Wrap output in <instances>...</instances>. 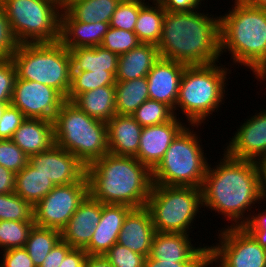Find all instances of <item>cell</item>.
Returning <instances> with one entry per match:
<instances>
[{
	"label": "cell",
	"mask_w": 266,
	"mask_h": 267,
	"mask_svg": "<svg viewBox=\"0 0 266 267\" xmlns=\"http://www.w3.org/2000/svg\"><path fill=\"white\" fill-rule=\"evenodd\" d=\"M66 98L53 87L23 79H16L11 105L26 118L53 121Z\"/></svg>",
	"instance_id": "4fadbf2b"
},
{
	"label": "cell",
	"mask_w": 266,
	"mask_h": 267,
	"mask_svg": "<svg viewBox=\"0 0 266 267\" xmlns=\"http://www.w3.org/2000/svg\"><path fill=\"white\" fill-rule=\"evenodd\" d=\"M213 265L214 263L209 258H207L199 267H217L216 265Z\"/></svg>",
	"instance_id": "6f0895ef"
},
{
	"label": "cell",
	"mask_w": 266,
	"mask_h": 267,
	"mask_svg": "<svg viewBox=\"0 0 266 267\" xmlns=\"http://www.w3.org/2000/svg\"><path fill=\"white\" fill-rule=\"evenodd\" d=\"M107 124L109 153L135 157L143 127L131 115H114Z\"/></svg>",
	"instance_id": "603a6c76"
},
{
	"label": "cell",
	"mask_w": 266,
	"mask_h": 267,
	"mask_svg": "<svg viewBox=\"0 0 266 267\" xmlns=\"http://www.w3.org/2000/svg\"><path fill=\"white\" fill-rule=\"evenodd\" d=\"M55 184L30 163L15 174V193L32 206L44 198Z\"/></svg>",
	"instance_id": "83f0119b"
},
{
	"label": "cell",
	"mask_w": 266,
	"mask_h": 267,
	"mask_svg": "<svg viewBox=\"0 0 266 267\" xmlns=\"http://www.w3.org/2000/svg\"><path fill=\"white\" fill-rule=\"evenodd\" d=\"M219 63V64H218ZM220 62L203 66H186L175 105V116L185 115L188 125H202L210 114L225 102L226 80L231 70ZM229 70V71H228ZM229 78H228V77ZM181 109V112H180ZM176 110H179L178 113Z\"/></svg>",
	"instance_id": "5b68a950"
},
{
	"label": "cell",
	"mask_w": 266,
	"mask_h": 267,
	"mask_svg": "<svg viewBox=\"0 0 266 267\" xmlns=\"http://www.w3.org/2000/svg\"><path fill=\"white\" fill-rule=\"evenodd\" d=\"M220 17V53L231 54L233 65L255 75L266 64V10L235 0Z\"/></svg>",
	"instance_id": "277c9868"
},
{
	"label": "cell",
	"mask_w": 266,
	"mask_h": 267,
	"mask_svg": "<svg viewBox=\"0 0 266 267\" xmlns=\"http://www.w3.org/2000/svg\"><path fill=\"white\" fill-rule=\"evenodd\" d=\"M257 210V213L252 211L253 215L243 227L266 250V208L260 212L258 206Z\"/></svg>",
	"instance_id": "ee69618b"
},
{
	"label": "cell",
	"mask_w": 266,
	"mask_h": 267,
	"mask_svg": "<svg viewBox=\"0 0 266 267\" xmlns=\"http://www.w3.org/2000/svg\"><path fill=\"white\" fill-rule=\"evenodd\" d=\"M216 236L219 243L208 246V258L217 267H266V250L243 226L224 225Z\"/></svg>",
	"instance_id": "8fae6325"
},
{
	"label": "cell",
	"mask_w": 266,
	"mask_h": 267,
	"mask_svg": "<svg viewBox=\"0 0 266 267\" xmlns=\"http://www.w3.org/2000/svg\"><path fill=\"white\" fill-rule=\"evenodd\" d=\"M102 203L88 195L61 230V239L72 248L84 249L101 219Z\"/></svg>",
	"instance_id": "d6986e66"
},
{
	"label": "cell",
	"mask_w": 266,
	"mask_h": 267,
	"mask_svg": "<svg viewBox=\"0 0 266 267\" xmlns=\"http://www.w3.org/2000/svg\"><path fill=\"white\" fill-rule=\"evenodd\" d=\"M223 152L218 165L208 164L201 188L202 208L224 216L230 227H242L249 221L255 203L262 202L258 162Z\"/></svg>",
	"instance_id": "6da1fadb"
},
{
	"label": "cell",
	"mask_w": 266,
	"mask_h": 267,
	"mask_svg": "<svg viewBox=\"0 0 266 267\" xmlns=\"http://www.w3.org/2000/svg\"><path fill=\"white\" fill-rule=\"evenodd\" d=\"M12 30L22 43L60 40L61 8L50 0H3Z\"/></svg>",
	"instance_id": "30bf717a"
},
{
	"label": "cell",
	"mask_w": 266,
	"mask_h": 267,
	"mask_svg": "<svg viewBox=\"0 0 266 267\" xmlns=\"http://www.w3.org/2000/svg\"><path fill=\"white\" fill-rule=\"evenodd\" d=\"M131 116L142 127L163 124L176 117L170 106L151 99L143 102Z\"/></svg>",
	"instance_id": "e575fe53"
},
{
	"label": "cell",
	"mask_w": 266,
	"mask_h": 267,
	"mask_svg": "<svg viewBox=\"0 0 266 267\" xmlns=\"http://www.w3.org/2000/svg\"><path fill=\"white\" fill-rule=\"evenodd\" d=\"M24 114L11 104L5 109L0 119V139H12L14 132L25 120Z\"/></svg>",
	"instance_id": "7bdbcfd3"
},
{
	"label": "cell",
	"mask_w": 266,
	"mask_h": 267,
	"mask_svg": "<svg viewBox=\"0 0 266 267\" xmlns=\"http://www.w3.org/2000/svg\"><path fill=\"white\" fill-rule=\"evenodd\" d=\"M140 43L134 32L109 27L101 46L120 56L137 47Z\"/></svg>",
	"instance_id": "74e56055"
},
{
	"label": "cell",
	"mask_w": 266,
	"mask_h": 267,
	"mask_svg": "<svg viewBox=\"0 0 266 267\" xmlns=\"http://www.w3.org/2000/svg\"><path fill=\"white\" fill-rule=\"evenodd\" d=\"M87 256L88 254L84 249L72 248L59 267H84Z\"/></svg>",
	"instance_id": "c3c4849f"
},
{
	"label": "cell",
	"mask_w": 266,
	"mask_h": 267,
	"mask_svg": "<svg viewBox=\"0 0 266 267\" xmlns=\"http://www.w3.org/2000/svg\"><path fill=\"white\" fill-rule=\"evenodd\" d=\"M186 233L155 232L150 257L158 261L204 262L208 258V246L196 247Z\"/></svg>",
	"instance_id": "e0dca14e"
},
{
	"label": "cell",
	"mask_w": 266,
	"mask_h": 267,
	"mask_svg": "<svg viewBox=\"0 0 266 267\" xmlns=\"http://www.w3.org/2000/svg\"><path fill=\"white\" fill-rule=\"evenodd\" d=\"M34 221L33 206L15 192L0 194V221Z\"/></svg>",
	"instance_id": "d590c367"
},
{
	"label": "cell",
	"mask_w": 266,
	"mask_h": 267,
	"mask_svg": "<svg viewBox=\"0 0 266 267\" xmlns=\"http://www.w3.org/2000/svg\"><path fill=\"white\" fill-rule=\"evenodd\" d=\"M16 77L12 59H0V103H11Z\"/></svg>",
	"instance_id": "b9f144b4"
},
{
	"label": "cell",
	"mask_w": 266,
	"mask_h": 267,
	"mask_svg": "<svg viewBox=\"0 0 266 267\" xmlns=\"http://www.w3.org/2000/svg\"><path fill=\"white\" fill-rule=\"evenodd\" d=\"M203 1L205 2V0H164L161 4L167 12H183L200 9Z\"/></svg>",
	"instance_id": "7dc6e473"
},
{
	"label": "cell",
	"mask_w": 266,
	"mask_h": 267,
	"mask_svg": "<svg viewBox=\"0 0 266 267\" xmlns=\"http://www.w3.org/2000/svg\"><path fill=\"white\" fill-rule=\"evenodd\" d=\"M11 103H0V119L2 114L4 113L5 109L10 105Z\"/></svg>",
	"instance_id": "680465c9"
},
{
	"label": "cell",
	"mask_w": 266,
	"mask_h": 267,
	"mask_svg": "<svg viewBox=\"0 0 266 267\" xmlns=\"http://www.w3.org/2000/svg\"><path fill=\"white\" fill-rule=\"evenodd\" d=\"M61 239V231L34 225L25 244L35 267H40L55 244Z\"/></svg>",
	"instance_id": "1f68e13d"
},
{
	"label": "cell",
	"mask_w": 266,
	"mask_h": 267,
	"mask_svg": "<svg viewBox=\"0 0 266 267\" xmlns=\"http://www.w3.org/2000/svg\"><path fill=\"white\" fill-rule=\"evenodd\" d=\"M159 58L157 45L140 43L137 47L118 57L116 81L146 77Z\"/></svg>",
	"instance_id": "d4e9b609"
},
{
	"label": "cell",
	"mask_w": 266,
	"mask_h": 267,
	"mask_svg": "<svg viewBox=\"0 0 266 267\" xmlns=\"http://www.w3.org/2000/svg\"><path fill=\"white\" fill-rule=\"evenodd\" d=\"M203 262L158 261L150 256L145 258L144 267H199Z\"/></svg>",
	"instance_id": "f907efd6"
},
{
	"label": "cell",
	"mask_w": 266,
	"mask_h": 267,
	"mask_svg": "<svg viewBox=\"0 0 266 267\" xmlns=\"http://www.w3.org/2000/svg\"><path fill=\"white\" fill-rule=\"evenodd\" d=\"M110 25L106 22L84 23L73 20L64 10L60 13V42L68 49L101 45Z\"/></svg>",
	"instance_id": "7402d4cb"
},
{
	"label": "cell",
	"mask_w": 266,
	"mask_h": 267,
	"mask_svg": "<svg viewBox=\"0 0 266 267\" xmlns=\"http://www.w3.org/2000/svg\"><path fill=\"white\" fill-rule=\"evenodd\" d=\"M86 176L89 195L103 204L144 207L153 186L152 171L133 156L108 153L86 166Z\"/></svg>",
	"instance_id": "3957f363"
},
{
	"label": "cell",
	"mask_w": 266,
	"mask_h": 267,
	"mask_svg": "<svg viewBox=\"0 0 266 267\" xmlns=\"http://www.w3.org/2000/svg\"><path fill=\"white\" fill-rule=\"evenodd\" d=\"M155 232L148 208H132L123 221L117 243L147 257L151 252Z\"/></svg>",
	"instance_id": "ffe728a7"
},
{
	"label": "cell",
	"mask_w": 266,
	"mask_h": 267,
	"mask_svg": "<svg viewBox=\"0 0 266 267\" xmlns=\"http://www.w3.org/2000/svg\"><path fill=\"white\" fill-rule=\"evenodd\" d=\"M71 102L88 116L105 123L116 115L115 86H103L78 94Z\"/></svg>",
	"instance_id": "4316f807"
},
{
	"label": "cell",
	"mask_w": 266,
	"mask_h": 267,
	"mask_svg": "<svg viewBox=\"0 0 266 267\" xmlns=\"http://www.w3.org/2000/svg\"><path fill=\"white\" fill-rule=\"evenodd\" d=\"M20 44L7 18L6 10L0 3V59L12 58Z\"/></svg>",
	"instance_id": "60d3db41"
},
{
	"label": "cell",
	"mask_w": 266,
	"mask_h": 267,
	"mask_svg": "<svg viewBox=\"0 0 266 267\" xmlns=\"http://www.w3.org/2000/svg\"><path fill=\"white\" fill-rule=\"evenodd\" d=\"M200 11L165 12L157 44L161 58L186 66L219 62L220 17Z\"/></svg>",
	"instance_id": "7a4b0ae2"
},
{
	"label": "cell",
	"mask_w": 266,
	"mask_h": 267,
	"mask_svg": "<svg viewBox=\"0 0 266 267\" xmlns=\"http://www.w3.org/2000/svg\"><path fill=\"white\" fill-rule=\"evenodd\" d=\"M68 51L72 72H111L116 76L119 56L101 45L79 47Z\"/></svg>",
	"instance_id": "484cf974"
},
{
	"label": "cell",
	"mask_w": 266,
	"mask_h": 267,
	"mask_svg": "<svg viewBox=\"0 0 266 267\" xmlns=\"http://www.w3.org/2000/svg\"><path fill=\"white\" fill-rule=\"evenodd\" d=\"M121 0H68L63 9L73 20L84 23H110Z\"/></svg>",
	"instance_id": "f1b7e54d"
},
{
	"label": "cell",
	"mask_w": 266,
	"mask_h": 267,
	"mask_svg": "<svg viewBox=\"0 0 266 267\" xmlns=\"http://www.w3.org/2000/svg\"><path fill=\"white\" fill-rule=\"evenodd\" d=\"M255 79L260 81V83L262 81H263V83H265V81H266V64L255 74Z\"/></svg>",
	"instance_id": "11a10c76"
},
{
	"label": "cell",
	"mask_w": 266,
	"mask_h": 267,
	"mask_svg": "<svg viewBox=\"0 0 266 267\" xmlns=\"http://www.w3.org/2000/svg\"><path fill=\"white\" fill-rule=\"evenodd\" d=\"M186 65L159 58L147 74L149 98L170 106L175 113L178 91Z\"/></svg>",
	"instance_id": "ac0fdd59"
},
{
	"label": "cell",
	"mask_w": 266,
	"mask_h": 267,
	"mask_svg": "<svg viewBox=\"0 0 266 267\" xmlns=\"http://www.w3.org/2000/svg\"><path fill=\"white\" fill-rule=\"evenodd\" d=\"M54 142L85 166L109 153L107 124L66 100L53 119Z\"/></svg>",
	"instance_id": "8992f818"
},
{
	"label": "cell",
	"mask_w": 266,
	"mask_h": 267,
	"mask_svg": "<svg viewBox=\"0 0 266 267\" xmlns=\"http://www.w3.org/2000/svg\"><path fill=\"white\" fill-rule=\"evenodd\" d=\"M260 171L261 197L262 201H266V157L258 162Z\"/></svg>",
	"instance_id": "f5cc1de1"
},
{
	"label": "cell",
	"mask_w": 266,
	"mask_h": 267,
	"mask_svg": "<svg viewBox=\"0 0 266 267\" xmlns=\"http://www.w3.org/2000/svg\"><path fill=\"white\" fill-rule=\"evenodd\" d=\"M132 208L123 204H103L101 219L90 243L84 248L88 255H104L115 243L123 221Z\"/></svg>",
	"instance_id": "44dd1931"
},
{
	"label": "cell",
	"mask_w": 266,
	"mask_h": 267,
	"mask_svg": "<svg viewBox=\"0 0 266 267\" xmlns=\"http://www.w3.org/2000/svg\"><path fill=\"white\" fill-rule=\"evenodd\" d=\"M249 117L239 125L223 150L233 158L259 162L266 157V110L256 111Z\"/></svg>",
	"instance_id": "5bb4252c"
},
{
	"label": "cell",
	"mask_w": 266,
	"mask_h": 267,
	"mask_svg": "<svg viewBox=\"0 0 266 267\" xmlns=\"http://www.w3.org/2000/svg\"><path fill=\"white\" fill-rule=\"evenodd\" d=\"M1 253L0 257L3 258H1L0 267H35L24 247L8 249Z\"/></svg>",
	"instance_id": "f6af8a7d"
},
{
	"label": "cell",
	"mask_w": 266,
	"mask_h": 267,
	"mask_svg": "<svg viewBox=\"0 0 266 267\" xmlns=\"http://www.w3.org/2000/svg\"><path fill=\"white\" fill-rule=\"evenodd\" d=\"M151 1H152V3H162L164 0H151Z\"/></svg>",
	"instance_id": "91938a15"
},
{
	"label": "cell",
	"mask_w": 266,
	"mask_h": 267,
	"mask_svg": "<svg viewBox=\"0 0 266 267\" xmlns=\"http://www.w3.org/2000/svg\"><path fill=\"white\" fill-rule=\"evenodd\" d=\"M116 79L111 72H72L71 87L66 100L72 101L78 94L103 86H115Z\"/></svg>",
	"instance_id": "d6a6232c"
},
{
	"label": "cell",
	"mask_w": 266,
	"mask_h": 267,
	"mask_svg": "<svg viewBox=\"0 0 266 267\" xmlns=\"http://www.w3.org/2000/svg\"><path fill=\"white\" fill-rule=\"evenodd\" d=\"M11 59L16 79L53 87L67 98L72 77L71 57L60 41L22 43Z\"/></svg>",
	"instance_id": "52a82bcc"
},
{
	"label": "cell",
	"mask_w": 266,
	"mask_h": 267,
	"mask_svg": "<svg viewBox=\"0 0 266 267\" xmlns=\"http://www.w3.org/2000/svg\"><path fill=\"white\" fill-rule=\"evenodd\" d=\"M28 157L49 150L54 144L53 122L25 118L11 139Z\"/></svg>",
	"instance_id": "cb8c5ba5"
},
{
	"label": "cell",
	"mask_w": 266,
	"mask_h": 267,
	"mask_svg": "<svg viewBox=\"0 0 266 267\" xmlns=\"http://www.w3.org/2000/svg\"><path fill=\"white\" fill-rule=\"evenodd\" d=\"M104 257L113 267H144L145 256L115 243Z\"/></svg>",
	"instance_id": "ab89813d"
},
{
	"label": "cell",
	"mask_w": 266,
	"mask_h": 267,
	"mask_svg": "<svg viewBox=\"0 0 266 267\" xmlns=\"http://www.w3.org/2000/svg\"><path fill=\"white\" fill-rule=\"evenodd\" d=\"M198 126L201 127L187 125L172 141L152 170L153 184L202 188L209 159L204 153L200 135L194 131V127Z\"/></svg>",
	"instance_id": "ba28073f"
},
{
	"label": "cell",
	"mask_w": 266,
	"mask_h": 267,
	"mask_svg": "<svg viewBox=\"0 0 266 267\" xmlns=\"http://www.w3.org/2000/svg\"><path fill=\"white\" fill-rule=\"evenodd\" d=\"M149 98L147 77L115 83L116 114L132 115Z\"/></svg>",
	"instance_id": "f546056e"
},
{
	"label": "cell",
	"mask_w": 266,
	"mask_h": 267,
	"mask_svg": "<svg viewBox=\"0 0 266 267\" xmlns=\"http://www.w3.org/2000/svg\"><path fill=\"white\" fill-rule=\"evenodd\" d=\"M29 163L55 186L79 182L86 175V166L75 155L55 144L47 151L31 155Z\"/></svg>",
	"instance_id": "9a60e30c"
},
{
	"label": "cell",
	"mask_w": 266,
	"mask_h": 267,
	"mask_svg": "<svg viewBox=\"0 0 266 267\" xmlns=\"http://www.w3.org/2000/svg\"><path fill=\"white\" fill-rule=\"evenodd\" d=\"M88 195L86 175L79 182L55 186L33 206L35 225L61 231Z\"/></svg>",
	"instance_id": "7c38bea8"
},
{
	"label": "cell",
	"mask_w": 266,
	"mask_h": 267,
	"mask_svg": "<svg viewBox=\"0 0 266 267\" xmlns=\"http://www.w3.org/2000/svg\"><path fill=\"white\" fill-rule=\"evenodd\" d=\"M84 267H113L104 255H88Z\"/></svg>",
	"instance_id": "816d5d0a"
},
{
	"label": "cell",
	"mask_w": 266,
	"mask_h": 267,
	"mask_svg": "<svg viewBox=\"0 0 266 267\" xmlns=\"http://www.w3.org/2000/svg\"><path fill=\"white\" fill-rule=\"evenodd\" d=\"M145 3V0H121L111 17L110 27L134 32L140 8Z\"/></svg>",
	"instance_id": "8d00e7d4"
},
{
	"label": "cell",
	"mask_w": 266,
	"mask_h": 267,
	"mask_svg": "<svg viewBox=\"0 0 266 267\" xmlns=\"http://www.w3.org/2000/svg\"><path fill=\"white\" fill-rule=\"evenodd\" d=\"M71 249L72 247L67 242L60 239L45 257L40 267H59Z\"/></svg>",
	"instance_id": "bcb514c9"
},
{
	"label": "cell",
	"mask_w": 266,
	"mask_h": 267,
	"mask_svg": "<svg viewBox=\"0 0 266 267\" xmlns=\"http://www.w3.org/2000/svg\"><path fill=\"white\" fill-rule=\"evenodd\" d=\"M28 163L29 157L11 139H0V165L16 174Z\"/></svg>",
	"instance_id": "f35d334b"
},
{
	"label": "cell",
	"mask_w": 266,
	"mask_h": 267,
	"mask_svg": "<svg viewBox=\"0 0 266 267\" xmlns=\"http://www.w3.org/2000/svg\"><path fill=\"white\" fill-rule=\"evenodd\" d=\"M59 6L62 10L66 7L68 0H50Z\"/></svg>",
	"instance_id": "9f6ffc18"
},
{
	"label": "cell",
	"mask_w": 266,
	"mask_h": 267,
	"mask_svg": "<svg viewBox=\"0 0 266 267\" xmlns=\"http://www.w3.org/2000/svg\"><path fill=\"white\" fill-rule=\"evenodd\" d=\"M181 119L176 116L169 122L143 127L135 158L152 171L163 158L172 141L187 126L186 122L183 123L185 120L182 117Z\"/></svg>",
	"instance_id": "2e32d148"
},
{
	"label": "cell",
	"mask_w": 266,
	"mask_h": 267,
	"mask_svg": "<svg viewBox=\"0 0 266 267\" xmlns=\"http://www.w3.org/2000/svg\"><path fill=\"white\" fill-rule=\"evenodd\" d=\"M250 6L266 10V0H245Z\"/></svg>",
	"instance_id": "db71d44e"
},
{
	"label": "cell",
	"mask_w": 266,
	"mask_h": 267,
	"mask_svg": "<svg viewBox=\"0 0 266 267\" xmlns=\"http://www.w3.org/2000/svg\"><path fill=\"white\" fill-rule=\"evenodd\" d=\"M15 192V173L0 165V194Z\"/></svg>",
	"instance_id": "681fc988"
},
{
	"label": "cell",
	"mask_w": 266,
	"mask_h": 267,
	"mask_svg": "<svg viewBox=\"0 0 266 267\" xmlns=\"http://www.w3.org/2000/svg\"><path fill=\"white\" fill-rule=\"evenodd\" d=\"M148 3V4H147ZM166 10L161 3H146L140 8L134 33L141 43L157 45L162 31Z\"/></svg>",
	"instance_id": "4dcf8cb0"
},
{
	"label": "cell",
	"mask_w": 266,
	"mask_h": 267,
	"mask_svg": "<svg viewBox=\"0 0 266 267\" xmlns=\"http://www.w3.org/2000/svg\"><path fill=\"white\" fill-rule=\"evenodd\" d=\"M146 207L156 232L190 234L197 214H202V189L153 184Z\"/></svg>",
	"instance_id": "9c48e42d"
},
{
	"label": "cell",
	"mask_w": 266,
	"mask_h": 267,
	"mask_svg": "<svg viewBox=\"0 0 266 267\" xmlns=\"http://www.w3.org/2000/svg\"><path fill=\"white\" fill-rule=\"evenodd\" d=\"M34 221H0V249L5 251L12 248L25 247Z\"/></svg>",
	"instance_id": "836d02e7"
}]
</instances>
